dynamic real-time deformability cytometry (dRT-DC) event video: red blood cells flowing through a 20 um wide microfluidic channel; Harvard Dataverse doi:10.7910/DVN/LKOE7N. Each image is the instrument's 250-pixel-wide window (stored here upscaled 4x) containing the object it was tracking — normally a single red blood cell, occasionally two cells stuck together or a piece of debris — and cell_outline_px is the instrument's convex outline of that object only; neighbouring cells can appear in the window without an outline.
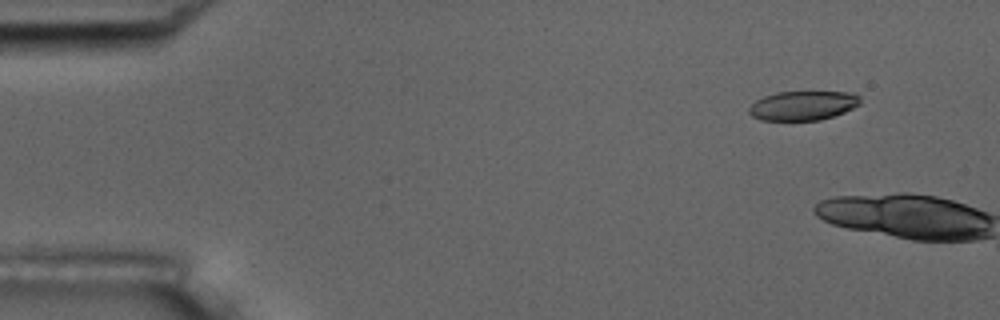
{"species": "common noctule bat (a hibernating species)", "species_latin": "Nyctalus noctula", "temperature_condition": "room temperature", "stored_images_in_passage": 2, "camera_frame_rate_fps": 3000, "um_per_image_px": 0.085, "animal": {"sex": "male", "body_mass_g": 17.5, "forearm_length_mm": 52.3}, "frame": {"image": 1, "passage_image": 1, "time_ms": 0.0, "image_size_px": [1000, 320], "cell_outline_px": [[860, 104], [844, 112], [820, 120], [760, 120], [752, 116], [748, 112], [748, 108], [756, 100], [764, 96], [776, 92], [852, 92], [860, 96]], "centroid_in_image_um": [68.24, 8.97], "position_along_channel_um": 16.8, "area_um2": 18.96}}